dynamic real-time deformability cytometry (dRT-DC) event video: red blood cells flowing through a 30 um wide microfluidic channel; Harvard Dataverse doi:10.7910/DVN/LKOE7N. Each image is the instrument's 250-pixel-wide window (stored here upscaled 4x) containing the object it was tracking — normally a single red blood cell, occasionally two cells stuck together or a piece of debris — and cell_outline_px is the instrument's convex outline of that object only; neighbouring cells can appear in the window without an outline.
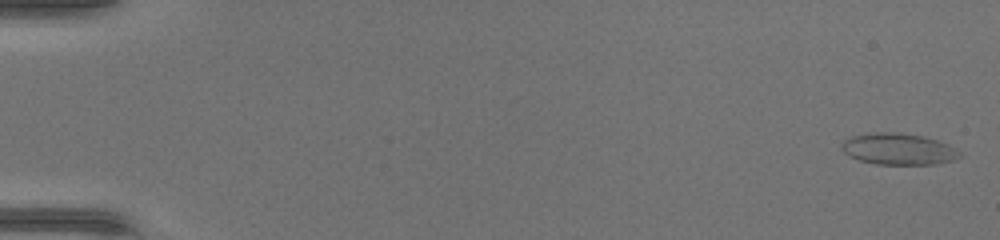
{"species": "common noctule bat (a hibernating species)", "species_latin": "Nyctalus noctula", "temperature_condition": "warm", "stored_images_in_passage": 47, "camera_frame_rate_fps": 3000, "um_per_image_px": 0.085, "animal": {"sex": "female", "body_mass_g": 17.0, "forearm_length_mm": 48.0}, "frame": {"image": 1, "passage_image": 1, "time_ms": 0.0, "image_size_px": [1000, 240], "cell_outline_px": [[960, 156], [952, 160], [936, 164], [876, 164], [860, 160], [848, 156], [840, 148], [840, 144], [844, 140], [852, 136], [876, 132], [896, 132], [924, 136], [948, 144], [956, 148], [960, 152]], "centroid_in_image_um": [76.34, 12.66], "position_along_channel_um": 8.7, "area_um2": 21.62}}
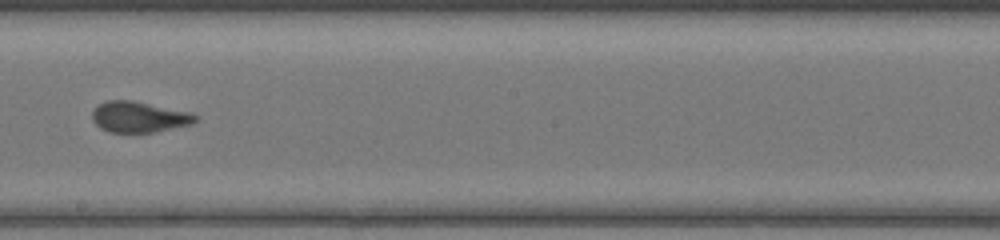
{"frame": {"image": 2, "passage_image": 28, "time_ms": 9.0, "image_size_px": [1000, 240], "cell_outline_px": [[200, 116], [192, 124], [152, 132], [108, 132], [100, 128], [92, 120], [92, 112], [100, 104], [108, 100], [132, 100], [192, 112]], "centroid_in_image_um": [11.84, 9.93], "position_along_channel_um": 236.4, "area_um2": 18.55}}
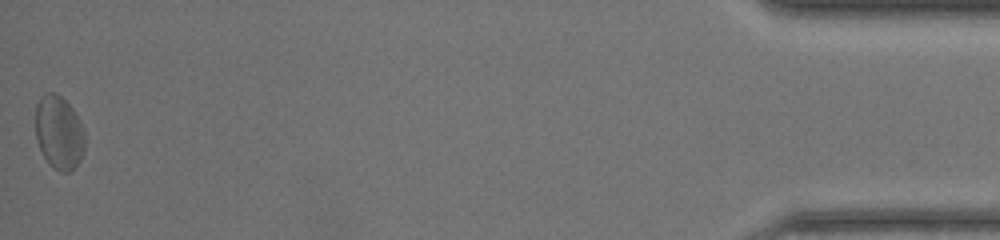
{"frame": {"image": 3, "passage_image": 47, "time_ms": 15.333, "image_size_px": [1000, 240], "cell_outline_px": [[84, 152], [80, 160], [68, 172], [60, 172], [44, 156], [36, 140], [36, 104], [40, 96], [48, 92], [56, 92], [72, 108], [80, 120], [84, 132]], "centroid_in_image_um": [5.01, 11.22], "position_along_channel_um": 430.2, "area_um2": 20.92}}